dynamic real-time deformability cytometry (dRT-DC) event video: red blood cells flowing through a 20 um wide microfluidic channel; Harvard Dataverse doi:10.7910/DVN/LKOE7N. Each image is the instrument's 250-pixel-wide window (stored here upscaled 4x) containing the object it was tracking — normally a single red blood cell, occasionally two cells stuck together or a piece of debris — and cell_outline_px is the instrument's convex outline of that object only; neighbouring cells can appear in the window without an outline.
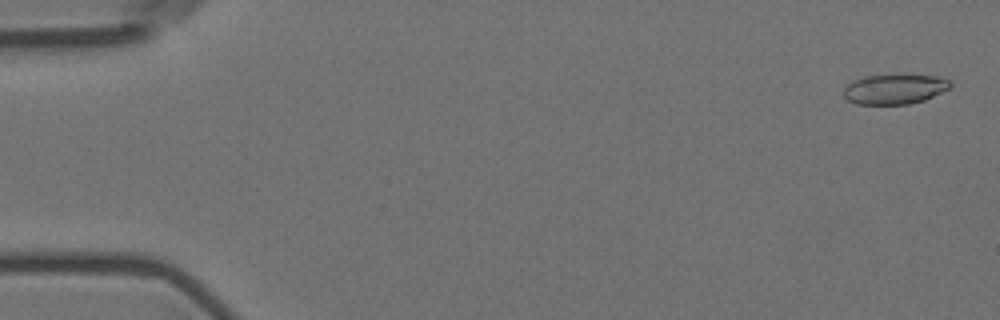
{"species": "Egyptian fruit bat (a non-hibernating species)", "species_latin": "Rousettus aegyptiacus", "temperature_condition": "room temperature", "stored_images_in_passage": 3, "camera_frame_rate_fps": 3000, "um_per_image_px": 0.085, "animal": {"sex": "female"}, "frame": {"image": 1, "passage_image": 1, "time_ms": 0.0, "image_size_px": [1000, 320], "cell_outline_px": [[952, 84], [948, 88], [924, 100], [908, 104], [856, 104], [848, 100], [844, 96], [844, 88], [852, 80], [864, 76], [940, 76], [948, 80]], "centroid_in_image_um": [76.0, 7.59], "position_along_channel_um": 9.0, "area_um2": 18.15}}